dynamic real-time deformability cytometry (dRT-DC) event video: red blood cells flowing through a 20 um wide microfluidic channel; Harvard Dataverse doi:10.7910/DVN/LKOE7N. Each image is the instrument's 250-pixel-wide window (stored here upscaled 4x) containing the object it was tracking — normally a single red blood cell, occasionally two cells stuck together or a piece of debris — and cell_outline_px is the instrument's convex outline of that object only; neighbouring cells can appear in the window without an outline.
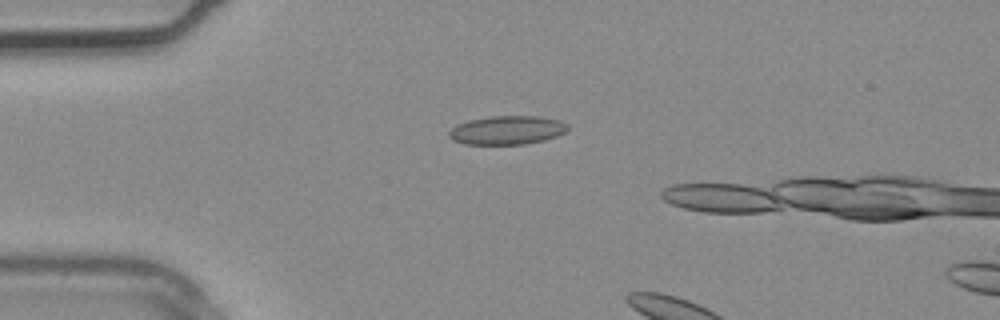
{"species": "common noctule bat (a hibernating species)", "species_latin": "Nyctalus noctula", "temperature_condition": "warm", "stored_images_in_passage": 2, "camera_frame_rate_fps": 3000, "um_per_image_px": 0.085, "animal": {"sex": "male", "body_mass_g": 20.4}, "frame": {"image": 1, "passage_image": 2, "time_ms": 0.333, "image_size_px": [1000, 320], "cell_outline_px": [[568, 128], [564, 132], [556, 136], [544, 140], [524, 144], [464, 144], [452, 140], [448, 136], [448, 132], [456, 124], [468, 120], [492, 116], [540, 116], [560, 120], [568, 124]], "centroid_in_image_um": [43.08, 11.06], "position_along_channel_um": 41.9, "area_um2": 19.94}}